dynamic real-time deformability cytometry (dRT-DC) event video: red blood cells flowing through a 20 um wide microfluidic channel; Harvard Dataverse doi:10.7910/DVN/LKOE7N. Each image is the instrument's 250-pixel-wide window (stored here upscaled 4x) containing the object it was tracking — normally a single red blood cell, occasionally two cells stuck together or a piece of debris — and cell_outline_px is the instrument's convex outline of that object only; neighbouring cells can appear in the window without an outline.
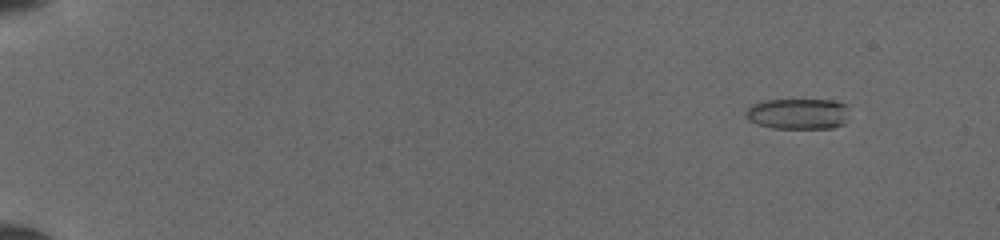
{"species": "common noctule bat (a hibernating species)", "species_latin": "Nyctalus noctula", "temperature_condition": "cold", "stored_images_in_passage": 50, "camera_frame_rate_fps": 3000, "um_per_image_px": 0.085, "animal": {"sex": "female", "body_mass_g": 19.5, "forearm_length_mm": 54.1}, "frame": {"image": 1, "passage_image": 4, "time_ms": 1.0, "image_size_px": [1000, 240], "cell_outline_px": [[844, 124], [832, 128], [772, 128], [756, 124], [748, 120], [744, 112], [752, 104], [764, 100], [832, 100], [844, 104]], "centroid_in_image_um": [67.73, 9.68], "position_along_channel_um": 17.3, "area_um2": 18.32}}
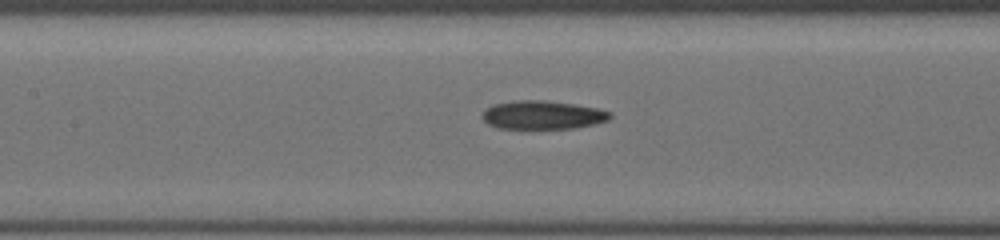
{"frame": {"image": 2, "passage_image": 25, "time_ms": 8.0, "image_size_px": [1000, 240], "cell_outline_px": [[612, 116], [608, 120], [596, 124], [572, 128], [496, 128], [488, 124], [480, 116], [484, 108], [492, 104], [512, 100], [544, 100], [572, 104], [596, 108], [612, 112]], "centroid_in_image_um": [46.07, 9.76], "position_along_channel_um": 161.3, "area_um2": 21.39}}
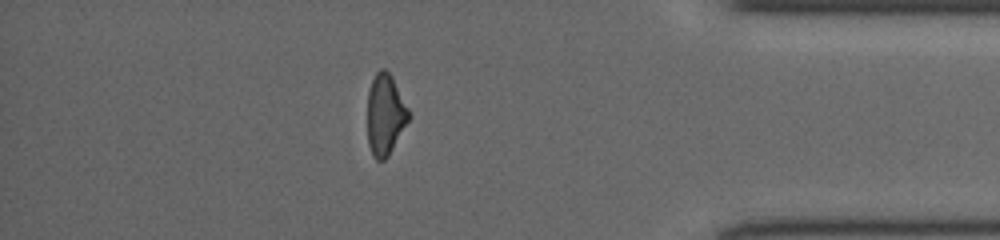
{"frame": {"image": 3, "passage_image": 44, "time_ms": 14.333, "image_size_px": [1000, 240], "cell_outline_px": [[412, 116], [388, 156], [384, 160], [376, 160], [372, 156], [368, 144], [368, 92], [372, 80], [376, 72], [380, 68], [384, 68], [392, 76], [412, 112]], "centroid_in_image_um": [32.78, 9.74], "position_along_channel_um": 402.4, "area_um2": 19.88}}